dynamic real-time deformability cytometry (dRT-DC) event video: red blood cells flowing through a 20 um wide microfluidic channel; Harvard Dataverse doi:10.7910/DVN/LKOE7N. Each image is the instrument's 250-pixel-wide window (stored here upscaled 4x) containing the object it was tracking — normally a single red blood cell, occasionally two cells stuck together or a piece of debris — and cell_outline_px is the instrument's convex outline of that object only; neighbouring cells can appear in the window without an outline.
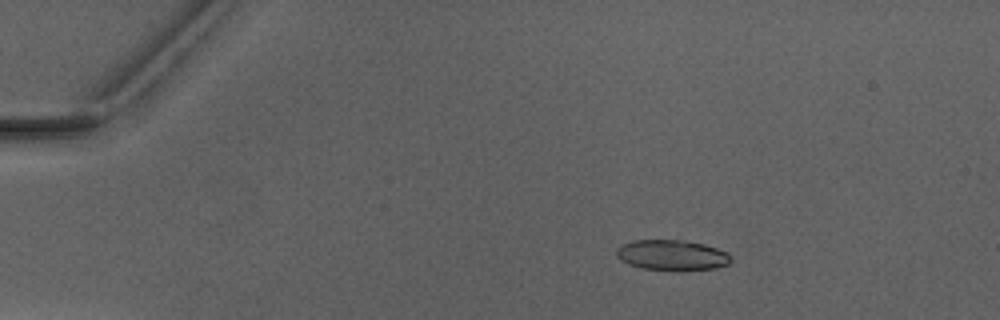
{"species": "Egyptian fruit bat (a non-hibernating species)", "species_latin": "Rousettus aegyptiacus", "temperature_condition": "warm", "stored_images_in_passage": 4, "camera_frame_rate_fps": 3000, "um_per_image_px": 0.085, "animal": {"sex": "male"}, "frame": {"image": 1, "passage_image": 2, "time_ms": 1.333, "image_size_px": [1000, 320], "cell_outline_px": [[732, 260], [728, 264], [712, 268], [684, 272], [640, 268], [628, 264], [620, 260], [616, 256], [616, 248], [620, 244], [632, 240], [684, 240], [704, 244], [728, 252], [732, 256]], "centroid_in_image_um": [57.1, 21.7], "position_along_channel_um": 27.9, "area_um2": 20.87}}